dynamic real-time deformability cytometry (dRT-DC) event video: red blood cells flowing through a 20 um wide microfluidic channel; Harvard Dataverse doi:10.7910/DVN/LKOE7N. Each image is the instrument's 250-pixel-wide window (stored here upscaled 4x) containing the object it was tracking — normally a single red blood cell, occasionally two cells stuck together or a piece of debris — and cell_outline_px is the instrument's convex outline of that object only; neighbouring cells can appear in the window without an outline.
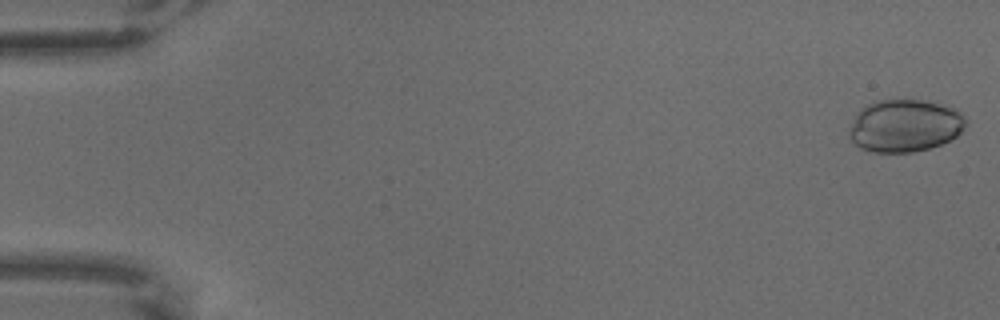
{"species": "common noctule bat (a hibernating species)", "species_latin": "Nyctalus noctula", "temperature_condition": "warm", "stored_images_in_passage": 11, "camera_frame_rate_fps": 3000, "um_per_image_px": 0.085, "animal": {"sex": "male", "body_mass_g": 18.8}, "frame": {"image": 1, "passage_image": 1, "time_ms": 0.0, "image_size_px": [1000, 320], "cell_outline_px": [[968, 124], [956, 136], [940, 144], [928, 148], [912, 152], [872, 152], [860, 148], [852, 140], [848, 132], [848, 128], [856, 116], [868, 104], [876, 100], [928, 100], [944, 104], [956, 108], [968, 120]], "centroid_in_image_um": [76.95, 10.67], "position_along_channel_um": 8.1, "area_um2": 35.72}}
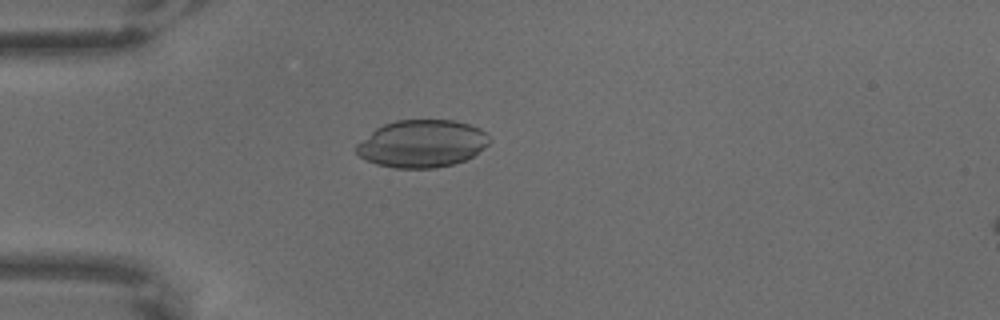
{"frame": {"image": 2, "passage_image": 5, "time_ms": 1.333, "image_size_px": [1000, 320], "cell_outline_px": [[488, 144], [472, 156], [464, 160], [452, 164], [436, 168], [396, 168], [376, 164], [360, 156], [356, 152], [356, 144], [376, 128], [384, 124], [396, 120], [456, 120], [480, 128], [488, 136]], "centroid_in_image_um": [35.85, 12.2], "position_along_channel_um": 49.2, "area_um2": 36.53}}
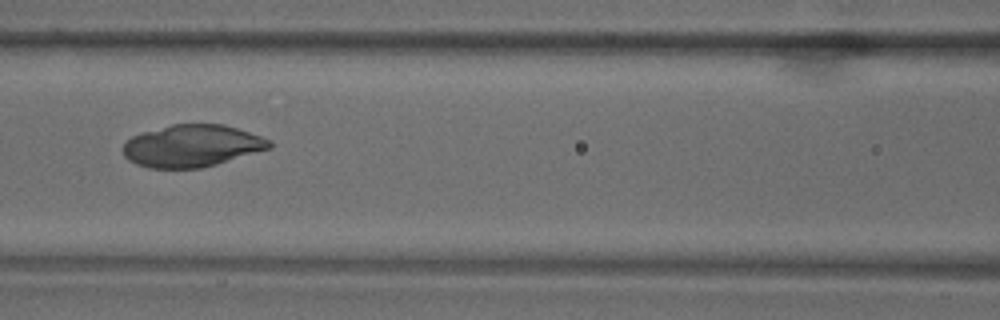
{"frame": {"image": 3, "passage_image": 8, "time_ms": 2.333, "image_size_px": [1000, 320], "cell_outline_px": [[272, 148], [216, 164], [200, 168], [148, 168], [136, 164], [128, 160], [124, 156], [120, 148], [124, 140], [140, 132], [172, 124], [224, 124], [272, 140]], "centroid_in_image_um": [16.26, 12.39], "position_along_channel_um": 150.3, "area_um2": 36.3}}